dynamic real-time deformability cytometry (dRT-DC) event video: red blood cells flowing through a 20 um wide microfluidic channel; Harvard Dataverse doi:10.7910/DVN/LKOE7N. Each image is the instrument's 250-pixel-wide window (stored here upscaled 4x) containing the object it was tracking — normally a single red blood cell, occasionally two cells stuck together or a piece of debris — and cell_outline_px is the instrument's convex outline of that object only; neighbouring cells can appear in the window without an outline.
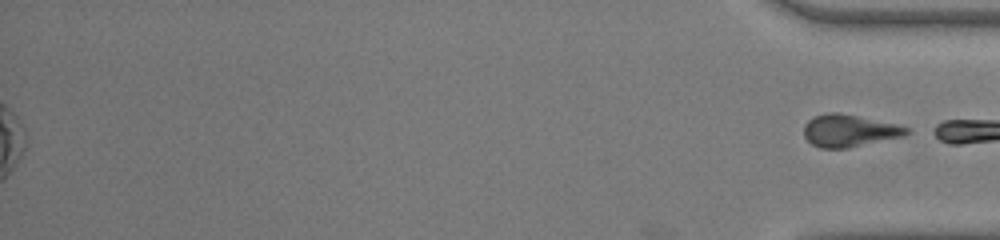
{"species": "common noctule bat (a hibernating species)", "species_latin": "Nyctalus noctula", "temperature_condition": "warm", "stored_images_in_passage": 45, "segment_of_instrument_passage": [2, 2], "camera_frame_rate_fps": 3000, "um_per_image_px": 0.085, "animal": {"sex": "male", "body_mass_g": 19.0, "forearm_length_mm": 50.8}, "frame": {"image": 1, "passage_image": 45, "time_ms": 14.667, "image_size_px": [1000, 240], "cell_outline_px": [[912, 132], [904, 136], [848, 148], [820, 148], [812, 144], [804, 136], [804, 124], [808, 120], [816, 116], [828, 112], [836, 112], [896, 124], [912, 128]], "centroid_in_image_um": [72.21, 11.12], "position_along_channel_um": 363.0, "area_um2": 19.25}}